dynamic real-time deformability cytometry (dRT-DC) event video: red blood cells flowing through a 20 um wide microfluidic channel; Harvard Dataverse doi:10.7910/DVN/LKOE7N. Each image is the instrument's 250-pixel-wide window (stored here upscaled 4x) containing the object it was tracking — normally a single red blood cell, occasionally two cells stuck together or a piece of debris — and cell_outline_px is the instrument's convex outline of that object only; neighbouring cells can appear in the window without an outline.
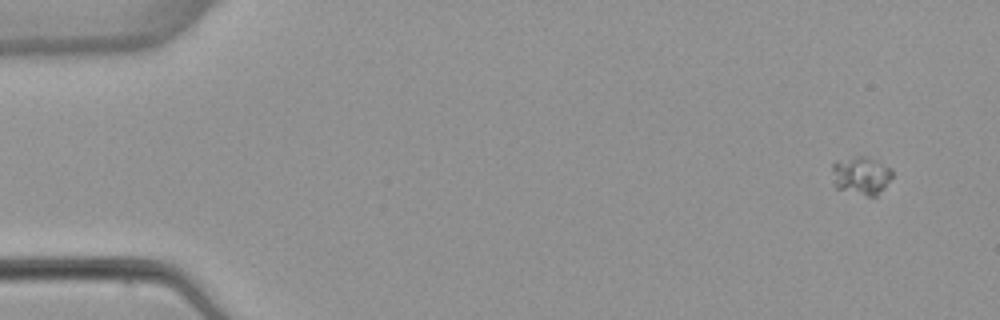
{"species": "common noctule bat (a hibernating species)", "species_latin": "Nyctalus noctula", "temperature_condition": "warm", "stored_images_in_passage": 5, "segment_of_instrument_passage": [2, 2], "camera_frame_rate_fps": 3000, "um_per_image_px": 0.085, "animal": {"sex": "female", "body_mass_g": 22.7, "forearm_length_mm": 54.2}, "frame": {"image": 1, "passage_image": 5, "time_ms": 5.0, "image_size_px": [1000, 320], "cell_outline_px": [[892, 176], [876, 196], [868, 196], [836, 188], [832, 168], [832, 164], [836, 160], [856, 156], [868, 156], [892, 168]], "centroid_in_image_um": [73.19, 14.88], "position_along_channel_um": 11.8, "area_um2": 13.24}}